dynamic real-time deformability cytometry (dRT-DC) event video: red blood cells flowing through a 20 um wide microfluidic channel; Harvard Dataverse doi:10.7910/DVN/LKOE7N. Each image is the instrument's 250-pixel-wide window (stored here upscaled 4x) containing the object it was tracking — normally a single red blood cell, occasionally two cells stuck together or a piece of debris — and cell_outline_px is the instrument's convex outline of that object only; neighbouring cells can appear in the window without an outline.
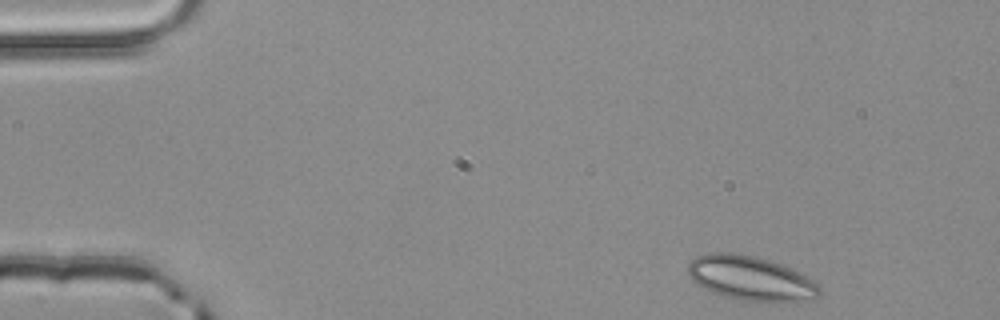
{"species": "common noctule bat (a hibernating species)", "species_latin": "Nyctalus noctula", "temperature_condition": "room temperature", "stored_images_in_passage": 3, "camera_frame_rate_fps": 3000, "um_per_image_px": 0.085, "animal": {"sex": "male", "body_mass_g": 20.4}, "frame": {"image": 1, "passage_image": 1, "time_ms": 0.0, "image_size_px": [1000, 320], "cell_outline_px": [[824, 292], [816, 300], [772, 304], [740, 300], [724, 296], [712, 292], [696, 284], [688, 276], [688, 264], [696, 256], [708, 252], [732, 252], [756, 256], [772, 260], [820, 284]], "centroid_in_image_um": [63.87, 23.69], "position_along_channel_um": 21.1, "area_um2": 35.08}}